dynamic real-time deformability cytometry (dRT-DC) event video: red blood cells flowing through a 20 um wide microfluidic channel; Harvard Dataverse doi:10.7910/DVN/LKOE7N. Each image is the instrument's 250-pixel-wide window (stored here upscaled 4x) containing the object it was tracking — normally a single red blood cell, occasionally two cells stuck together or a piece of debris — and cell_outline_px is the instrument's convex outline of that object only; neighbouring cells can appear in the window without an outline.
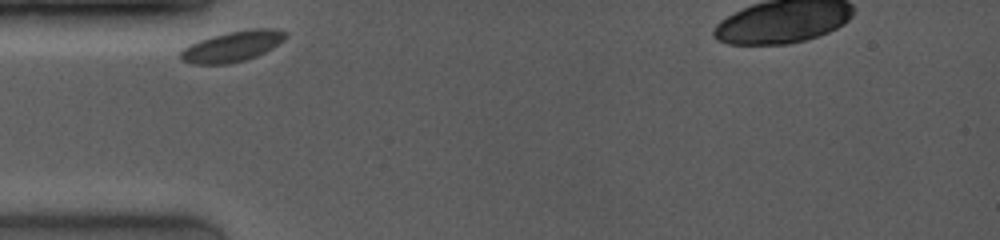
{"species": "common noctule bat (a hibernating species)", "species_latin": "Nyctalus noctula", "temperature_condition": "room temperature", "stored_images_in_passage": 39, "camera_frame_rate_fps": 4000, "um_per_image_px": 0.085, "animal": {"sex": "female", "body_mass_g": 19.0, "forearm_length_mm": 53.3}, "frame": {"image": 1, "passage_image": 1, "time_ms": 0.0, "image_size_px": [1000, 240], "cell_outline_px": [[284, 40], [272, 48], [256, 56], [244, 60], [228, 64], [192, 64], [180, 60], [180, 52], [184, 48], [200, 40], [212, 36], [228, 32], [252, 28], [272, 28], [284, 32]], "centroid_in_image_um": [19.72, 3.95], "position_along_channel_um": 65.3, "area_um2": 18.44}}
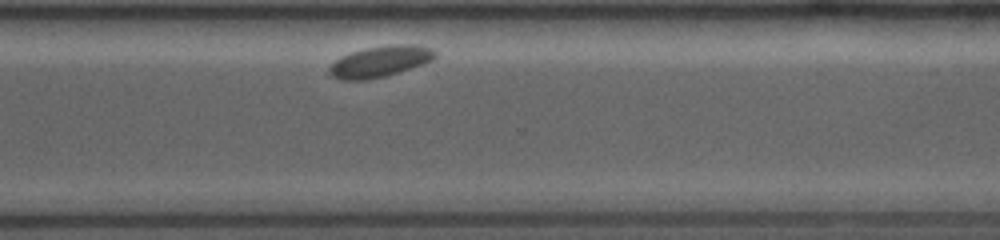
{"frame": {"image": 2, "passage_image": 32, "time_ms": 7.75, "image_size_px": [1000, 240], "cell_outline_px": [[436, 56], [432, 60], [424, 64], [400, 72], [384, 76], [364, 80], [340, 80], [332, 76], [328, 72], [328, 68], [340, 56], [364, 48], [388, 44], [412, 44], [432, 48], [436, 52]], "centroid_in_image_um": [32.31, 5.22], "position_along_channel_um": 338.3, "area_um2": 19.31}}
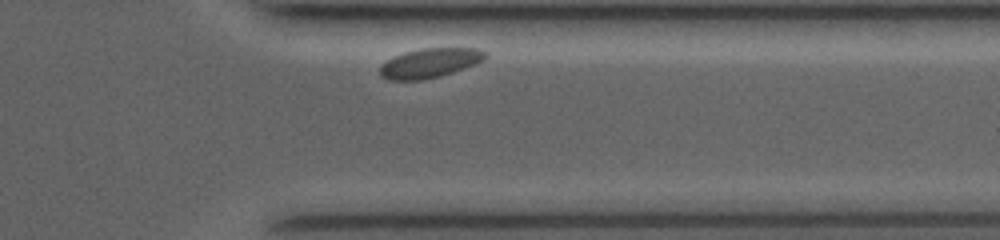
{"frame": {"image": 3, "passage_image": 37, "time_ms": 8.75, "image_size_px": [1000, 240], "cell_outline_px": [[488, 56], [484, 60], [476, 64], [440, 76], [424, 80], [388, 80], [380, 76], [380, 68], [388, 60], [404, 52], [420, 48], [476, 48], [484, 52]], "centroid_in_image_um": [36.54, 5.36], "position_along_channel_um": 374.9, "area_um2": 17.98}}